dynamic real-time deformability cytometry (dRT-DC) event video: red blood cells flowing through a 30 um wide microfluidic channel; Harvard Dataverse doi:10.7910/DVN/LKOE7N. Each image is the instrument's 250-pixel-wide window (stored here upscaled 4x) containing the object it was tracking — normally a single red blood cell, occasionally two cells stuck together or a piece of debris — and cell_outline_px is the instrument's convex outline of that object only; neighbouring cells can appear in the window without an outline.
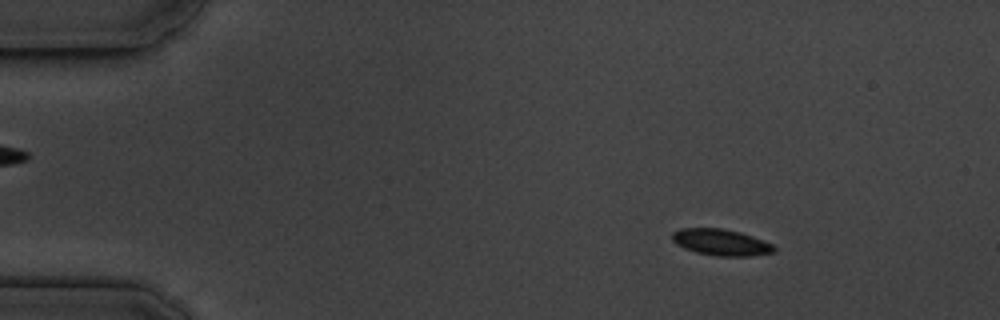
{"species": "common noctule bat (a hibernating species)", "species_latin": "Nyctalus noctula", "temperature_condition": "cold", "stored_images_in_passage": 56, "camera_frame_rate_fps": 3000, "um_per_image_px": 0.085, "animal": {"sex": "male", "body_mass_g": 19.5, "forearm_length_mm": 54.6}, "frame": {"image": 1, "passage_image": 8, "time_ms": 2.333, "image_size_px": [1000, 320], "cell_outline_px": [[776, 252], [752, 256], [716, 256], [696, 252], [684, 248], [676, 244], [672, 240], [672, 232], [680, 228], [720, 228], [740, 232], [752, 236], [772, 244], [776, 248]], "centroid_in_image_um": [61.28, 20.6], "position_along_channel_um": 23.7, "area_um2": 15.72}}
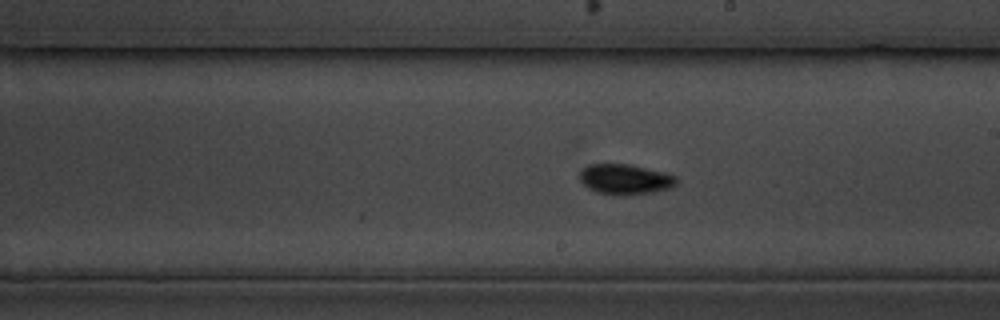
{"frame": {"image": 2, "passage_image": 32, "time_ms": 10.333, "image_size_px": [1000, 320], "cell_outline_px": [[680, 180], [672, 188], [656, 192], [624, 196], [620, 196], [596, 192], [588, 188], [580, 180], [580, 172], [588, 164], [632, 164], [664, 172], [676, 176]], "centroid_in_image_um": [53.19, 15.25], "position_along_channel_um": 235.8, "area_um2": 17.46}}
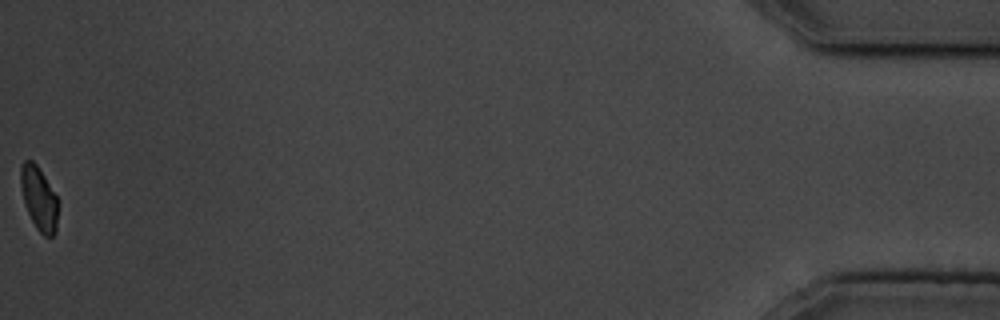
{"frame": {"image": 3, "passage_image": 56, "time_ms": 18.333, "image_size_px": [1000, 320], "cell_outline_px": [[60, 200], [56, 232], [52, 236], [44, 236], [36, 228], [24, 204], [20, 184], [20, 164], [24, 160], [32, 160], [36, 164]], "centroid_in_image_um": [3.33, 16.87], "position_along_channel_um": 431.9, "area_um2": 14.22}, "authors_computed_cell_mechanics": {"area_um2": 15.7794, "velocity_mm_per_s": 3.623, "shape_relaxation_time_tau1_ms": 3.3044, "shape_relaxation_time_tau2_ms": null, "deformation_change_tau1": 0.0885, "deformation_change_tau2": null}}